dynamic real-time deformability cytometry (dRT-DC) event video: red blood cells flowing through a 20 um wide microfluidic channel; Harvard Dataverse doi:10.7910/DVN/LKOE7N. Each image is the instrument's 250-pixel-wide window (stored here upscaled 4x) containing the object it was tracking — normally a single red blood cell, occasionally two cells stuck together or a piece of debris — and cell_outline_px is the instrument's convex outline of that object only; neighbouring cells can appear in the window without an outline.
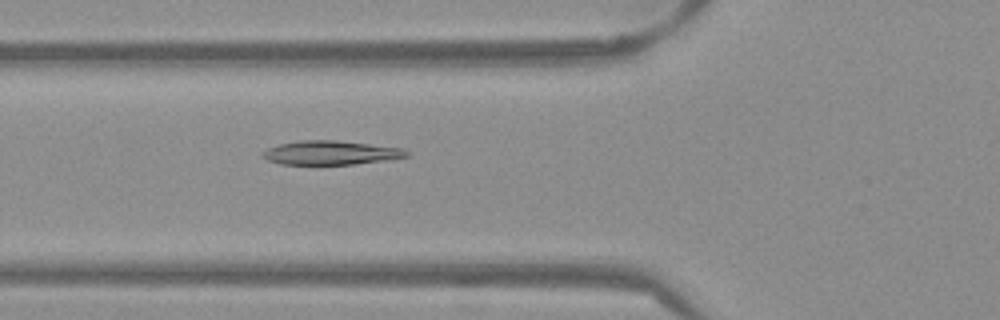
{"species": "Egyptian fruit bat (a non-hibernating species)", "species_latin": "Rousettus aegyptiacus", "temperature_condition": "warm", "stored_images_in_passage": 52, "camera_frame_rate_fps": 3000, "um_per_image_px": 0.085, "frame": {"image": 1, "passage_image": 19, "time_ms": 6.0, "image_size_px": [1000, 320], "cell_outline_px": [[412, 152], [408, 156], [392, 160], [352, 164], [280, 164], [268, 160], [260, 156], [260, 152], [268, 148], [280, 144], [300, 140], [336, 140], [404, 148]], "centroid_in_image_um": [28.15, 12.98], "position_along_channel_um": 97.6, "area_um2": 20.35}}
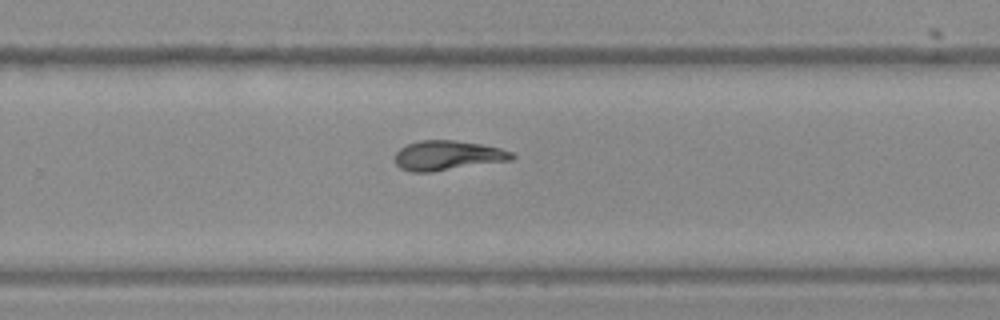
{"frame": {"image": 2, "passage_image": 34, "time_ms": 11.0, "image_size_px": [1000, 320], "cell_outline_px": [[516, 156], [512, 160], [432, 172], [412, 172], [400, 168], [396, 164], [396, 152], [400, 148], [408, 144], [420, 140], [456, 140], [480, 144], [500, 148], [512, 152]], "centroid_in_image_um": [38.06, 13.22], "position_along_channel_um": 291.7, "area_um2": 20.23}}
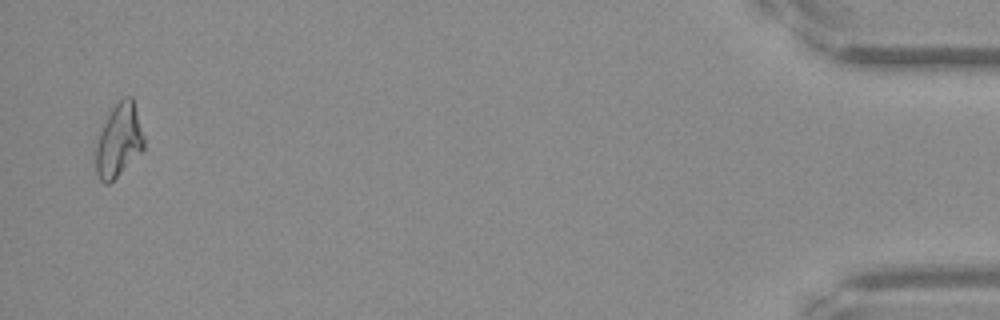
{"frame": {"image": 3, "passage_image": 51, "time_ms": 16.667, "image_size_px": [1000, 320], "cell_outline_px": [[144, 148], [108, 184], [104, 184], [100, 180], [96, 172], [96, 148], [100, 132], [112, 108], [124, 96], [132, 96], [144, 136]], "centroid_in_image_um": [10.1, 11.92], "position_along_channel_um": 425.1, "area_um2": 19.94}, "authors_computed_cell_mechanics": {"area_um2": 20.4034, "velocity_mm_per_s": 3.8693, "shape_relaxation_time_tau1_ms": 7.1955, "shape_relaxation_time_tau2_ms": 2.5405, "deformation_change_tau1": 0.2128, "deformation_change_tau2": 0.082}}